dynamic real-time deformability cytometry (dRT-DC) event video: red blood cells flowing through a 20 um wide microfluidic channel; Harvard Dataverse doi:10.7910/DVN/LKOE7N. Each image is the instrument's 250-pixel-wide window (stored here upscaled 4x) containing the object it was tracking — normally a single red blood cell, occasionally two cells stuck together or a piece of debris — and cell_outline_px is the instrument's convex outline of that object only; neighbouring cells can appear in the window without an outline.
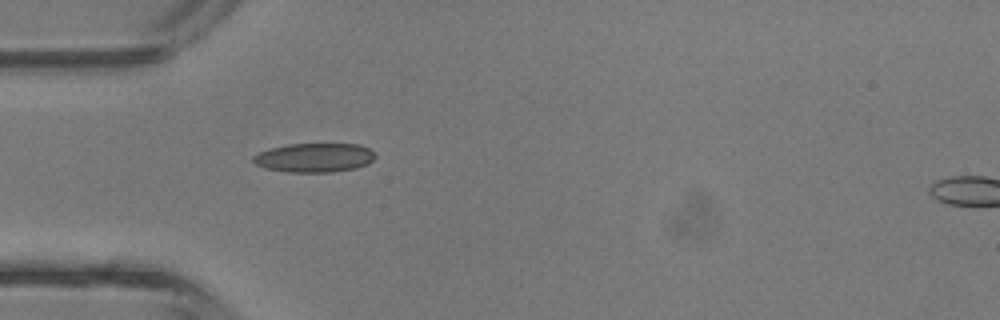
{"species": "common noctule bat (a hibernating species)", "species_latin": "Nyctalus noctula", "temperature_condition": "room temperature", "stored_images_in_passage": 22, "camera_frame_rate_fps": 3000, "um_per_image_px": 0.085, "animal": {"sex": "male", "body_mass_g": 13.3}, "frame": {"image": 1, "passage_image": 1, "time_ms": 0.0, "image_size_px": [1000, 320], "cell_outline_px": [[376, 156], [368, 164], [356, 168], [332, 172], [288, 172], [268, 168], [256, 164], [252, 160], [252, 156], [268, 148], [288, 144], [360, 144], [368, 148]], "centroid_in_image_um": [26.72, 13.39], "position_along_channel_um": 58.3, "area_um2": 20.63}}
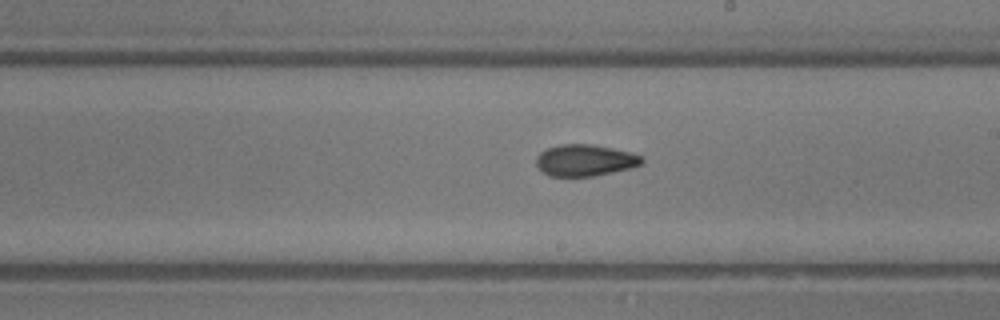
{"frame": {"image": 2, "passage_image": 12, "time_ms": 3.667, "image_size_px": [1000, 320], "cell_outline_px": [[644, 164], [632, 168], [596, 176], [548, 176], [536, 164], [536, 156], [540, 152], [548, 148], [560, 144], [592, 144], [632, 152], [644, 156]], "centroid_in_image_um": [49.79, 13.62], "position_along_channel_um": 239.2, "area_um2": 19.71}}
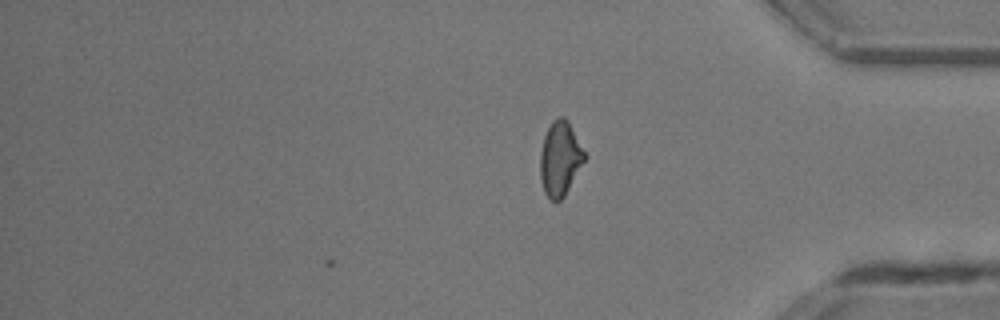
{"frame": {"image": 3, "passage_image": 22, "time_ms": 7.0, "image_size_px": [1000, 320], "cell_outline_px": [[584, 160], [564, 196], [556, 204], [544, 192], [540, 180], [540, 152], [544, 136], [552, 120], [556, 116], [564, 116], [568, 120], [584, 152]], "centroid_in_image_um": [47.56, 13.47], "position_along_channel_um": 387.6, "area_um2": 19.02}}